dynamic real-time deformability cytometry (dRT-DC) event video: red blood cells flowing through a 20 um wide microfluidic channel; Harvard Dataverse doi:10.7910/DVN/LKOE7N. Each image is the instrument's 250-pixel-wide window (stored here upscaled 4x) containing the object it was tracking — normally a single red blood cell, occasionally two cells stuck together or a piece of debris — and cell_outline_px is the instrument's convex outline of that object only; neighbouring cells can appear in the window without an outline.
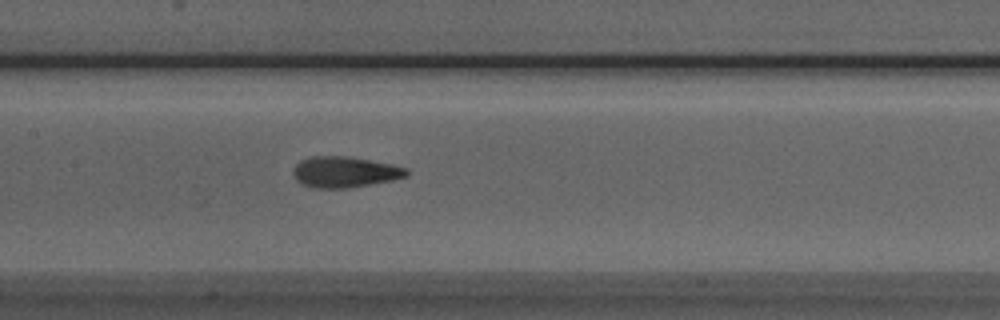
{"species": "Egyptian fruit bat (a non-hibernating species)", "species_latin": "Rousettus aegyptiacus", "temperature_condition": "room temperature", "stored_images_in_passage": 35, "camera_frame_rate_fps": 3000, "um_per_image_px": 0.085, "animal": {"sex": "male"}, "frame": {"image": 1, "passage_image": 9, "time_ms": 2.667, "image_size_px": [1000, 320], "cell_outline_px": [[408, 176], [392, 180], [344, 188], [316, 188], [304, 184], [296, 180], [292, 176], [292, 172], [296, 164], [300, 160], [312, 156], [348, 156], [392, 164], [408, 168]], "centroid_in_image_um": [29.29, 14.61], "position_along_channel_um": 178.1, "area_um2": 20.35}}
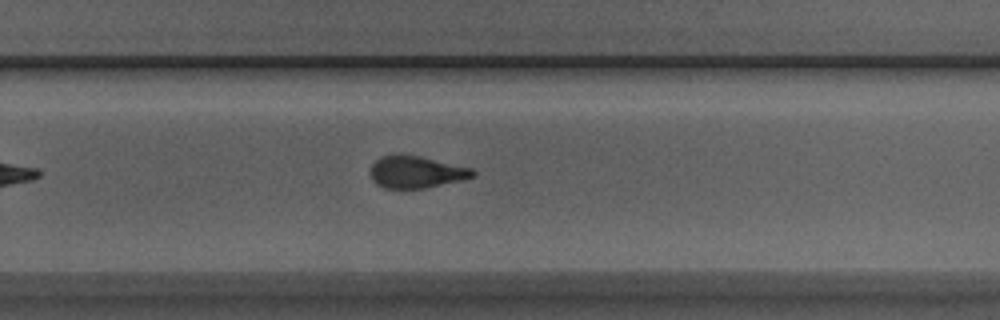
{"frame": {"image": 2, "passage_image": 18, "time_ms": 5.667, "image_size_px": [1000, 320], "cell_outline_px": [[476, 176], [460, 180], [424, 188], [384, 188], [376, 184], [372, 180], [368, 172], [372, 164], [380, 156], [420, 156], [472, 168], [476, 172]], "centroid_in_image_um": [35.35, 14.63], "position_along_channel_um": 294.4, "area_um2": 18.9}}
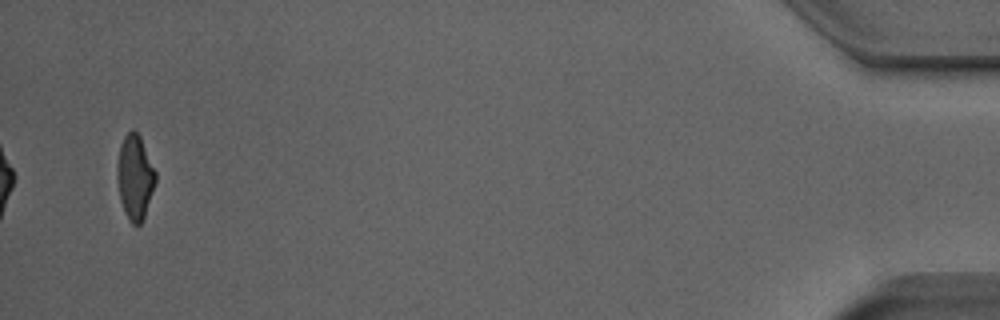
{"frame": {"image": 3, "passage_image": 35, "time_ms": 11.333, "image_size_px": [1000, 320], "cell_outline_px": [[156, 184], [144, 220], [140, 224], [132, 224], [128, 220], [124, 212], [120, 200], [116, 176], [116, 164], [120, 144], [124, 136], [132, 128], [140, 136], [156, 172]], "centroid_in_image_um": [11.46, 15.08], "position_along_channel_um": 423.7, "area_um2": 19.36}}